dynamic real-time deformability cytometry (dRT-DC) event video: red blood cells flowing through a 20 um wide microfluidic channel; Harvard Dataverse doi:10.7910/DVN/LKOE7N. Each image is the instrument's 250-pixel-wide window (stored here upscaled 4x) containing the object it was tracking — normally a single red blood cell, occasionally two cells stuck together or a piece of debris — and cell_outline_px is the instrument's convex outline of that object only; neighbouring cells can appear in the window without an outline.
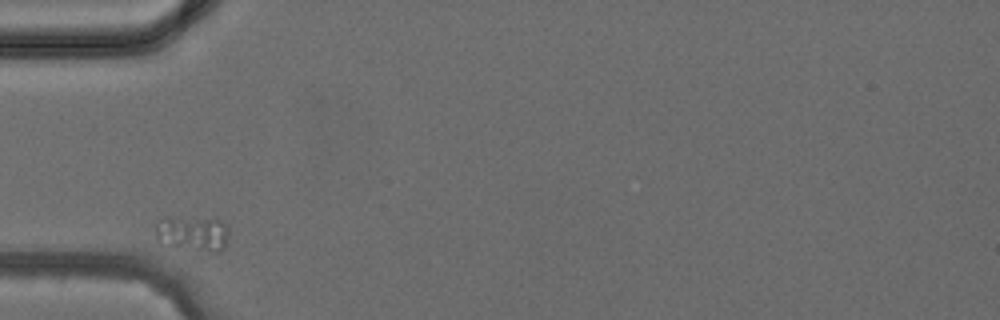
{"species": "common noctule bat (a hibernating species)", "species_latin": "Nyctalus noctula", "temperature_condition": "cold", "stored_images_in_passage": 2, "camera_frame_rate_fps": 3000, "um_per_image_px": 0.085, "animal": {"sex": "female", "body_mass_g": 24.6, "forearm_length_mm": 56.2}, "frame": {"image": 1, "passage_image": 1, "time_ms": 0.0, "image_size_px": [1000, 320], "cell_outline_px": [[228, 244], [220, 252], [216, 252], [168, 244], [156, 240], [156, 220], [220, 220], [228, 228]], "centroid_in_image_um": [16.45, 19.89], "position_along_channel_um": 68.5, "area_um2": 13.93}}